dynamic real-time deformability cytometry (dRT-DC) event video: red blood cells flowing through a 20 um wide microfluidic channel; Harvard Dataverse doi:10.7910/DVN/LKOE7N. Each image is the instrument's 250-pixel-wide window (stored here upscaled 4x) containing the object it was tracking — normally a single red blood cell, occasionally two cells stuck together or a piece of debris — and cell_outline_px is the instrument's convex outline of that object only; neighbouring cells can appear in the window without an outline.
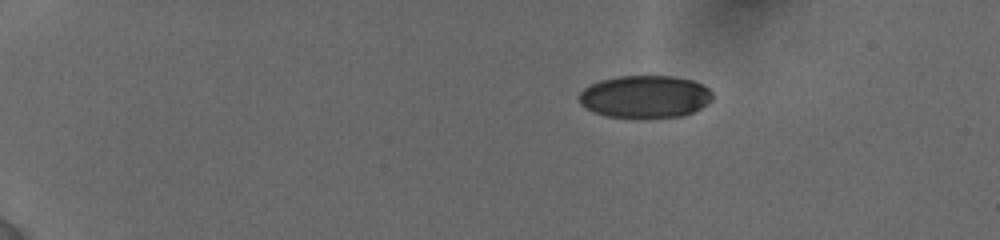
{"species": "human", "species_latin": "Homo sapiens", "temperature_condition": "cold", "stored_images_in_passage": 13, "camera_frame_rate_fps": 3000, "um_per_image_px": 0.085, "donor": {"sex": "female"}, "frame": {"image": 1, "passage_image": 1, "time_ms": 0.0, "image_size_px": [1000, 240], "cell_outline_px": [[712, 100], [700, 108], [684, 116], [640, 120], [636, 120], [608, 116], [592, 112], [580, 104], [580, 92], [584, 88], [600, 80], [620, 76], [672, 76], [692, 80], [708, 88], [712, 92]], "centroid_in_image_um": [54.82, 8.25], "position_along_channel_um": 30.2, "area_um2": 33.64}}
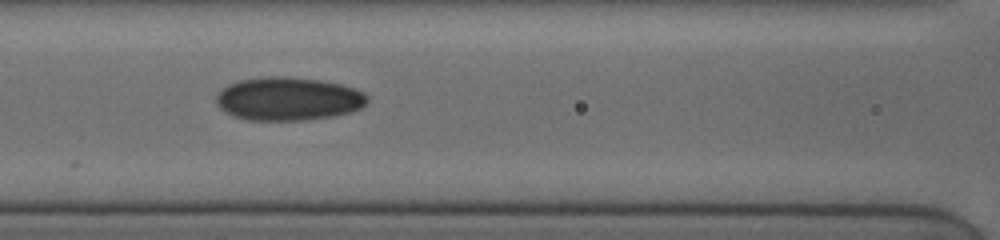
{"frame": {"image": 2, "passage_image": 10, "time_ms": 5.667, "image_size_px": [1000, 240], "cell_outline_px": [[368, 100], [360, 108], [352, 112], [332, 116], [300, 120], [248, 120], [236, 116], [220, 108], [216, 104], [216, 96], [228, 84], [240, 80], [272, 76], [288, 76], [320, 80], [340, 84], [364, 92], [368, 96]], "centroid_in_image_um": [24.52, 8.39], "position_along_channel_um": 142.1, "area_um2": 37.86}}
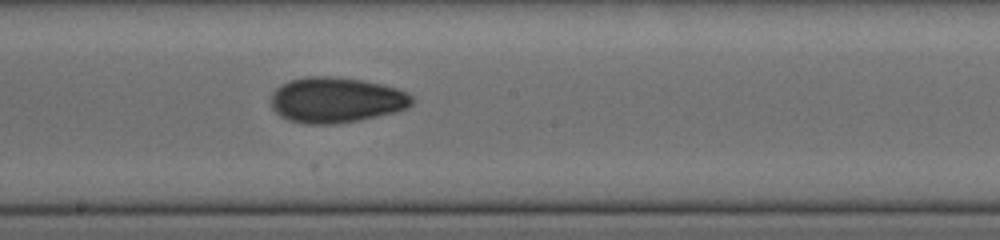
{"frame": {"image": 3, "passage_image": 13, "time_ms": 7.667, "image_size_px": [1000, 240], "cell_outline_px": [[412, 104], [404, 108], [392, 112], [376, 116], [356, 120], [332, 124], [308, 124], [288, 120], [280, 116], [272, 108], [272, 92], [280, 84], [288, 80], [304, 76], [332, 76], [364, 80], [384, 84], [408, 92], [412, 96]], "centroid_in_image_um": [28.53, 8.47], "position_along_channel_um": 219.7, "area_um2": 37.4}}